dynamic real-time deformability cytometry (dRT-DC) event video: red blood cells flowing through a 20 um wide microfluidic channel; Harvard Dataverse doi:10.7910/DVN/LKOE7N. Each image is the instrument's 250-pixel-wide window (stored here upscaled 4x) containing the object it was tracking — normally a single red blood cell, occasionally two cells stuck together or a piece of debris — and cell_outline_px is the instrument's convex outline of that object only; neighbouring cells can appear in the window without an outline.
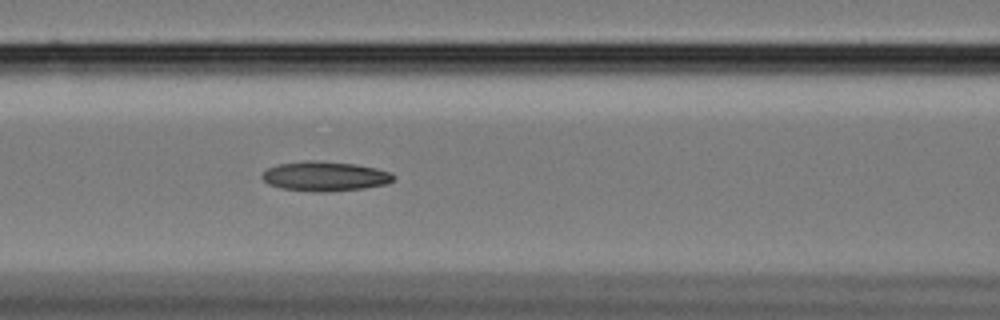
{"species": "Egyptian fruit bat (a non-hibernating species)", "species_latin": "Rousettus aegyptiacus", "temperature_condition": "cold", "stored_images_in_passage": 57, "camera_frame_rate_fps": 3000, "um_per_image_px": 0.085, "animal": {"sex": "female"}, "frame": {"image": 1, "passage_image": 24, "time_ms": 7.667, "image_size_px": [1000, 320], "cell_outline_px": [[396, 176], [388, 184], [364, 188], [328, 192], [316, 192], [280, 188], [268, 184], [260, 176], [268, 168], [280, 164], [304, 160], [308, 160], [352, 164], [376, 168], [392, 172]], "centroid_in_image_um": [27.63, 14.99], "position_along_channel_um": 139.0, "area_um2": 22.66}}
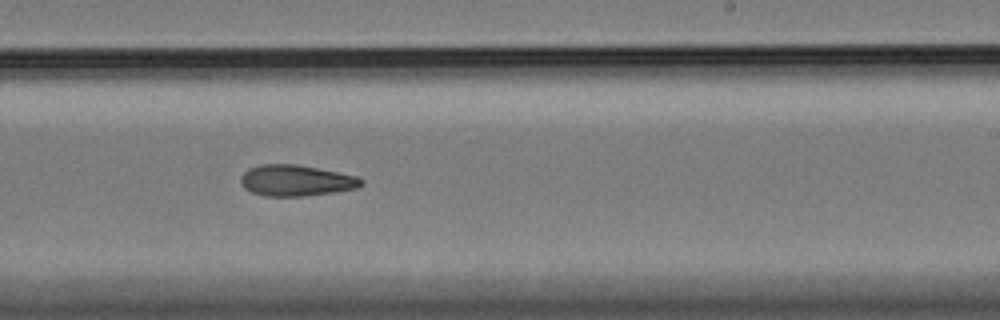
{"frame": {"image": 2, "passage_image": 35, "time_ms": 11.333, "image_size_px": [1000, 320], "cell_outline_px": [[364, 184], [356, 188], [332, 192], [304, 196], [264, 196], [252, 192], [244, 188], [240, 184], [240, 176], [248, 168], [260, 164], [296, 164], [356, 176], [364, 180]], "centroid_in_image_um": [25.11, 15.34], "position_along_channel_um": 263.9, "area_um2": 21.79}}
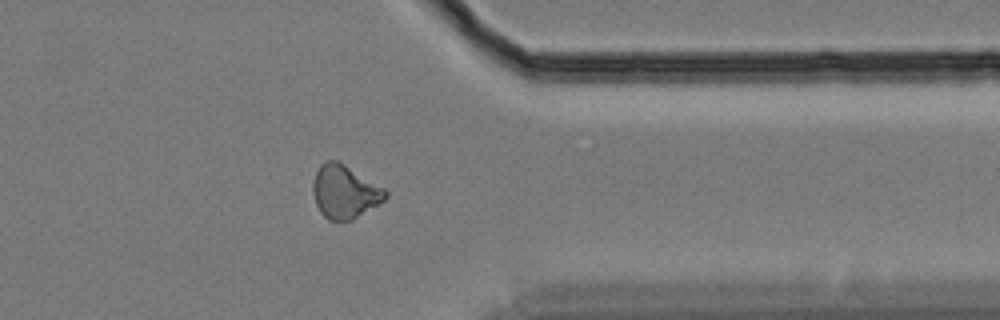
{"frame": {"image": 3, "passage_image": 46, "time_ms": 15.0, "image_size_px": [1000, 320], "cell_outline_px": [[388, 196], [384, 200], [352, 220], [328, 220], [320, 212], [316, 204], [312, 192], [312, 184], [316, 172], [320, 164], [328, 160], [336, 160], [344, 164], [384, 188], [388, 192]], "centroid_in_image_um": [29.27, 16.3], "position_along_channel_um": 382.1, "area_um2": 22.31}}